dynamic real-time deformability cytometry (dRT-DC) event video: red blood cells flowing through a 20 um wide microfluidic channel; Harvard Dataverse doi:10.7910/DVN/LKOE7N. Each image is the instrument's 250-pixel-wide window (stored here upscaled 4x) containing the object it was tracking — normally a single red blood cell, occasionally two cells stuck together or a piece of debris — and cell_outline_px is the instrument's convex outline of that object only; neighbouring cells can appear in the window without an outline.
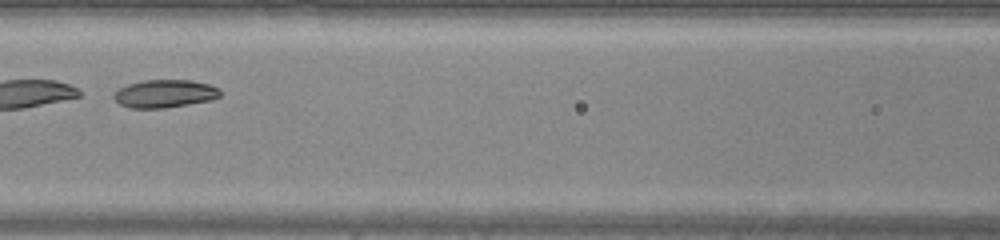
{"species": "common noctule bat (a hibernating species)", "species_latin": "Nyctalus noctula", "temperature_condition": "warm", "stored_images_in_passage": 15, "camera_frame_rate_fps": 3000, "um_per_image_px": 0.085, "animal": {"sex": "male", "body_mass_g": 20.0, "forearm_length_mm": 53.3}, "frame": {"image": 1, "passage_image": 13, "time_ms": 4.0, "image_size_px": [1000, 240], "cell_outline_px": [[220, 96], [212, 100], [164, 108], [128, 108], [120, 104], [112, 96], [112, 92], [128, 84], [144, 80], [192, 80], [208, 84], [216, 88], [220, 92]], "centroid_in_image_um": [13.96, 7.96], "position_along_channel_um": 152.6, "area_um2": 17.28}}